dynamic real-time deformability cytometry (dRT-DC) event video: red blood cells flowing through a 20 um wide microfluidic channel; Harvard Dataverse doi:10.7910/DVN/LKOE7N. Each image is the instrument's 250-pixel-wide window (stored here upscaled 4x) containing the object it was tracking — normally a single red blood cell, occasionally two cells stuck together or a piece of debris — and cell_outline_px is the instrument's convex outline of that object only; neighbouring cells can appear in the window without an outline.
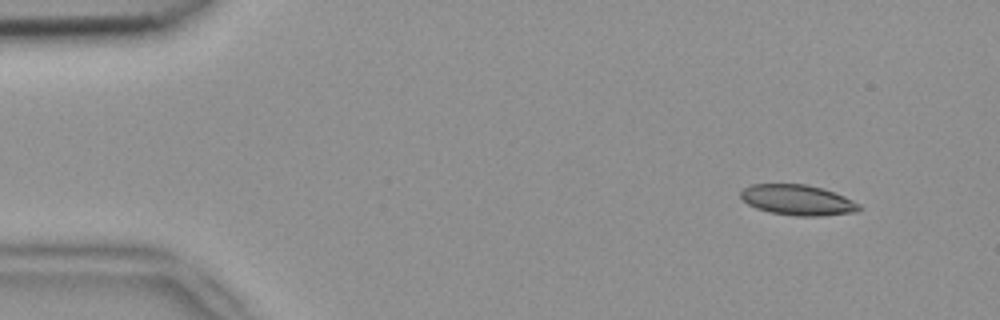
{"species": "common noctule bat (a hibernating species)", "species_latin": "Nyctalus noctula", "temperature_condition": "room temperature", "stored_images_in_passage": 4, "camera_frame_rate_fps": 3000, "um_per_image_px": 0.085, "animal": {"sex": "female", "body_mass_g": 18.4}, "frame": {"image": 1, "passage_image": 1, "time_ms": 0.0, "image_size_px": [1000, 320], "cell_outline_px": [[864, 208], [856, 212], [820, 216], [796, 216], [772, 212], [756, 208], [748, 204], [740, 196], [740, 192], [744, 188], [752, 184], [808, 184], [824, 188], [844, 196], [860, 204]], "centroid_in_image_um": [67.84, 17.0], "position_along_channel_um": 17.2, "area_um2": 21.1}}
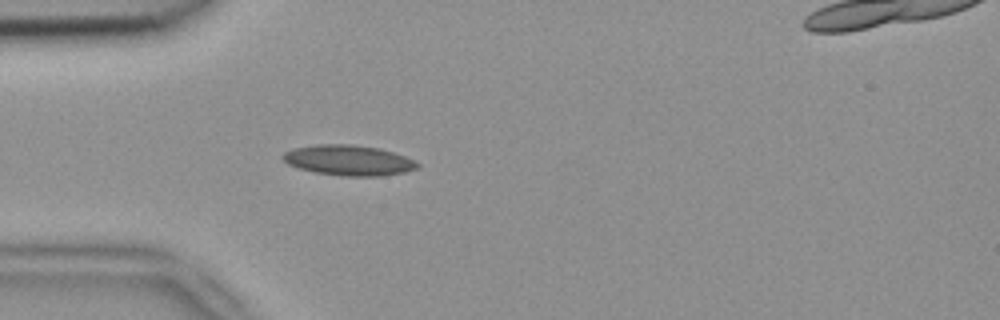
{"frame": {"image": 2, "passage_image": 4, "time_ms": 1.0, "image_size_px": [1000, 320], "cell_outline_px": [[420, 168], [404, 172], [380, 176], [344, 176], [316, 172], [300, 168], [288, 164], [280, 156], [284, 152], [292, 148], [316, 144], [352, 144], [380, 148], [404, 156], [420, 164]], "centroid_in_image_um": [29.62, 13.61], "position_along_channel_um": 55.4, "area_um2": 23.81}}